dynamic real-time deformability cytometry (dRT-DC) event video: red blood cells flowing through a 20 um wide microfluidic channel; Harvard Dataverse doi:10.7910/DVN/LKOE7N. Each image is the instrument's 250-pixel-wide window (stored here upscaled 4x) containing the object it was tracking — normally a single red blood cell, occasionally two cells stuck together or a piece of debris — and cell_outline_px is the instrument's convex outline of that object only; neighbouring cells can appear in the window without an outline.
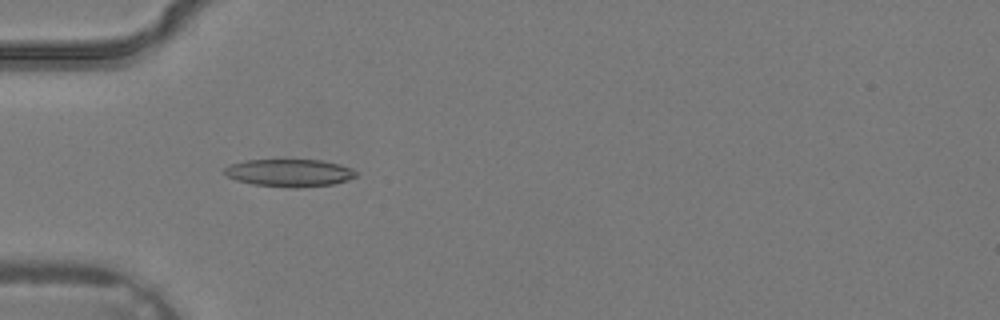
{"species": "common noctule bat (a hibernating species)", "species_latin": "Nyctalus noctula", "temperature_condition": "warm", "stored_images_in_passage": 5, "camera_frame_rate_fps": 3000, "um_per_image_px": 0.085, "animal": {"sex": "male", "body_mass_g": 19.2, "forearm_length_mm": 51.8}, "frame": {"image": 1, "passage_image": 4, "time_ms": 1.0, "image_size_px": [1000, 320], "cell_outline_px": [[356, 176], [348, 180], [332, 184], [296, 188], [252, 184], [236, 180], [228, 176], [224, 172], [224, 168], [228, 164], [244, 160], [320, 160], [340, 164], [352, 168], [356, 172]], "centroid_in_image_um": [24.58, 14.68], "position_along_channel_um": 60.4, "area_um2": 21.1}}
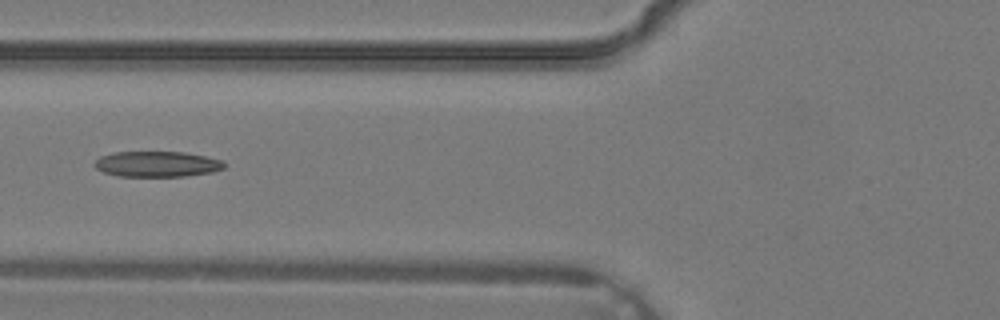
{"frame": {"image": 2, "passage_image": 5, "time_ms": 1.333, "image_size_px": [1000, 320], "cell_outline_px": [[224, 168], [212, 172], [184, 176], [116, 176], [104, 172], [96, 168], [92, 164], [100, 156], [112, 152], [184, 152], [224, 160]], "centroid_in_image_um": [13.32, 13.94], "position_along_channel_um": 112.5, "area_um2": 19.36}}